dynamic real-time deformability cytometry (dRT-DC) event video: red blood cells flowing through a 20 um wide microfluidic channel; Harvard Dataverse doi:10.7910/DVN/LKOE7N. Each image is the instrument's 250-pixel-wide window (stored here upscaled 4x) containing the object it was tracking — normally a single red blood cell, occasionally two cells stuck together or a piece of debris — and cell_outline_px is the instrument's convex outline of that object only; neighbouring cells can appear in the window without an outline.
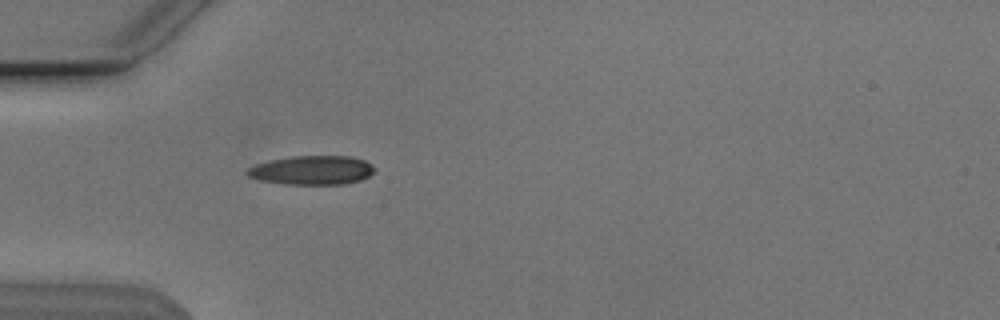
{"species": "Egyptian fruit bat (a non-hibernating species)", "species_latin": "Rousettus aegyptiacus", "temperature_condition": "cold", "stored_images_in_passage": 40, "camera_frame_rate_fps": 3000, "um_per_image_px": 0.085, "animal": {"sex": "male"}, "frame": {"image": 1, "passage_image": 3, "time_ms": 0.667, "image_size_px": [1000, 320], "cell_outline_px": [[376, 168], [368, 176], [360, 180], [344, 184], [288, 184], [260, 180], [248, 176], [244, 172], [248, 168], [256, 164], [272, 160], [292, 156], [352, 156], [364, 160], [372, 164]], "centroid_in_image_um": [26.53, 14.46], "position_along_channel_um": 58.5, "area_um2": 21.44}}
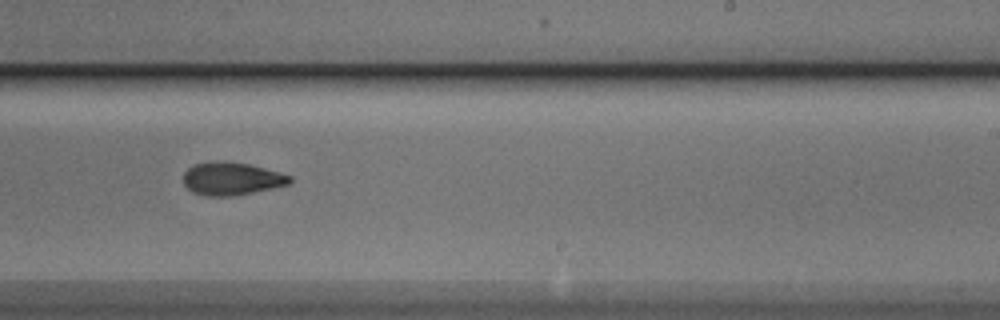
{"frame": {"image": 2, "passage_image": 20, "time_ms": 6.333, "image_size_px": [1000, 320], "cell_outline_px": [[292, 180], [288, 184], [272, 188], [232, 196], [208, 196], [192, 192], [184, 184], [184, 172], [192, 164], [212, 160], [224, 160], [248, 164], [280, 172], [292, 176]], "centroid_in_image_um": [19.65, 15.16], "position_along_channel_um": 269.3, "area_um2": 20.52}}
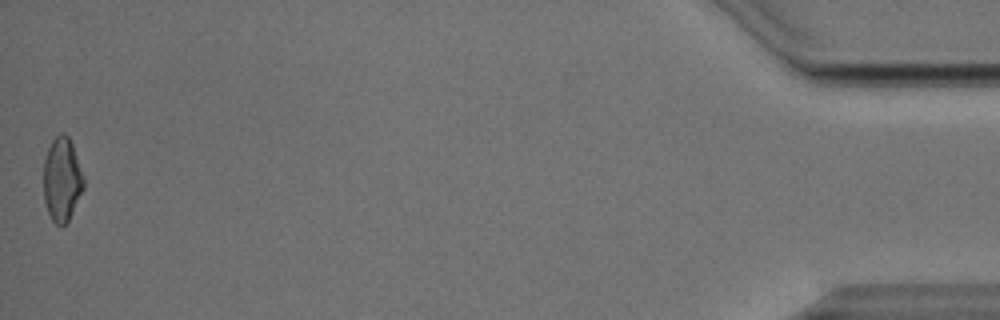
{"frame": {"image": 3, "passage_image": 40, "time_ms": 13.0, "image_size_px": [1000, 320], "cell_outline_px": [[84, 188], [68, 220], [64, 224], [56, 224], [52, 220], [48, 212], [44, 200], [44, 160], [48, 148], [52, 140], [60, 132], [64, 132], [68, 136], [72, 144], [84, 176]], "centroid_in_image_um": [5.27, 15.22], "position_along_channel_um": 429.9, "area_um2": 19.48}, "authors_computed_cell_mechanics": {"area_um2": 20.519, "velocity_mm_per_s": 3.8149, "shape_relaxation_time_tau1_ms": 5.221, "shape_relaxation_time_tau2_ms": 6.6375, "deformation_change_tau1": 0.1536, "deformation_change_tau2": 0.1416}}